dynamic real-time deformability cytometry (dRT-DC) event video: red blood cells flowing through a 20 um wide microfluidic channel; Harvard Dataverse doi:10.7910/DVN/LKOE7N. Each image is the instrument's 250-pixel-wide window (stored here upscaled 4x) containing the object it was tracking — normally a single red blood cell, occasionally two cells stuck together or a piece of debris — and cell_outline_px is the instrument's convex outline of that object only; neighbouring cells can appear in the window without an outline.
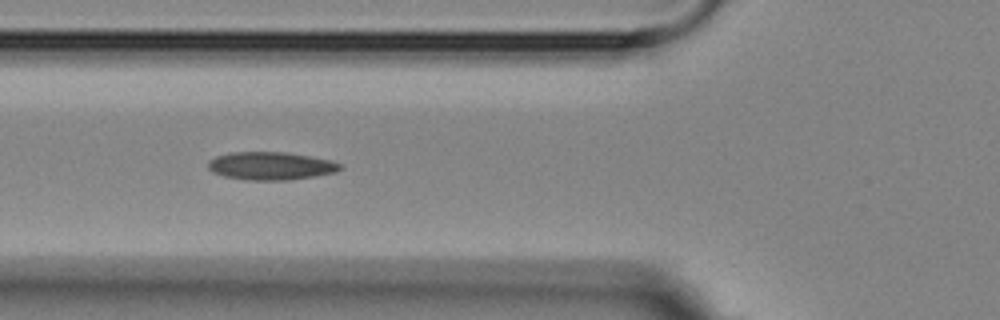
{"species": "Egyptian fruit bat (a non-hibernating species)", "species_latin": "Rousettus aegyptiacus", "temperature_condition": "room temperature", "stored_images_in_passage": 9, "camera_frame_rate_fps": 3000, "um_per_image_px": 0.085, "animal": {"sex": "female"}, "frame": {"image": 1, "passage_image": 6, "time_ms": 5.333, "image_size_px": [1000, 320], "cell_outline_px": [[344, 168], [336, 172], [316, 176], [288, 180], [244, 180], [224, 176], [212, 172], [208, 168], [208, 160], [216, 156], [232, 152], [284, 152], [332, 160], [340, 164]], "centroid_in_image_um": [23.01, 14.11], "position_along_channel_um": 102.8, "area_um2": 21.62}}
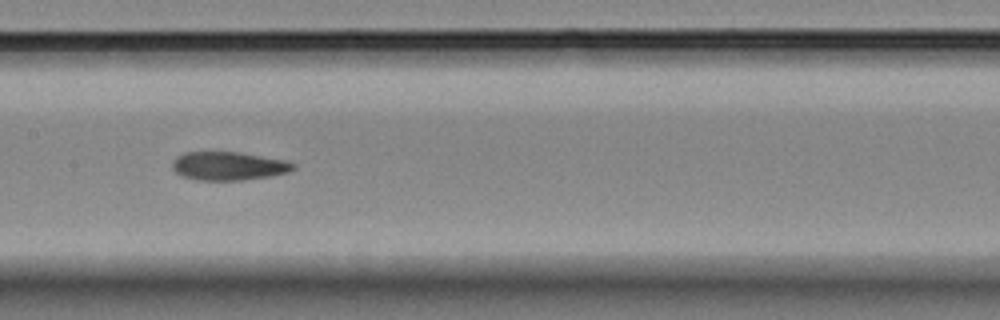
{"frame": {"image": 2, "passage_image": 8, "time_ms": 7.667, "image_size_px": [1000, 320], "cell_outline_px": [[296, 168], [288, 172], [268, 176], [244, 180], [196, 180], [184, 176], [176, 172], [172, 168], [172, 160], [176, 156], [184, 152], [240, 152], [288, 160], [296, 164]], "centroid_in_image_um": [19.44, 14.1], "position_along_channel_um": 188.0, "area_um2": 20.23}}
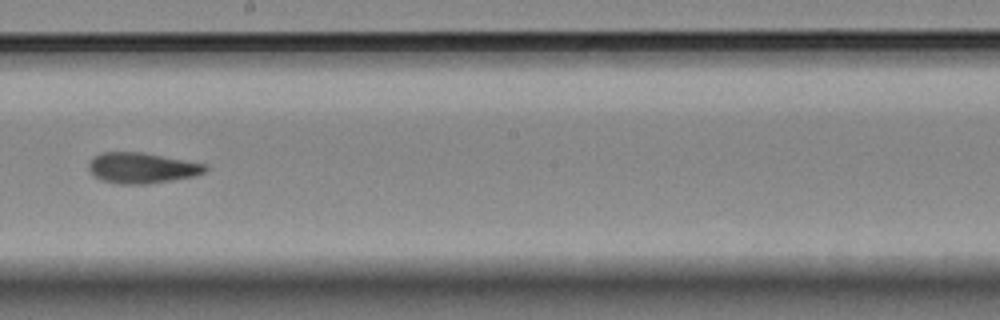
{"frame": {"image": 3, "passage_image": 9, "time_ms": 9.0, "image_size_px": [1000, 320], "cell_outline_px": [[208, 168], [204, 172], [196, 176], [148, 184], [120, 184], [100, 180], [88, 168], [88, 164], [92, 156], [100, 152], [144, 152], [208, 164]], "centroid_in_image_um": [12.07, 14.26], "position_along_channel_um": 236.1, "area_um2": 21.1}}